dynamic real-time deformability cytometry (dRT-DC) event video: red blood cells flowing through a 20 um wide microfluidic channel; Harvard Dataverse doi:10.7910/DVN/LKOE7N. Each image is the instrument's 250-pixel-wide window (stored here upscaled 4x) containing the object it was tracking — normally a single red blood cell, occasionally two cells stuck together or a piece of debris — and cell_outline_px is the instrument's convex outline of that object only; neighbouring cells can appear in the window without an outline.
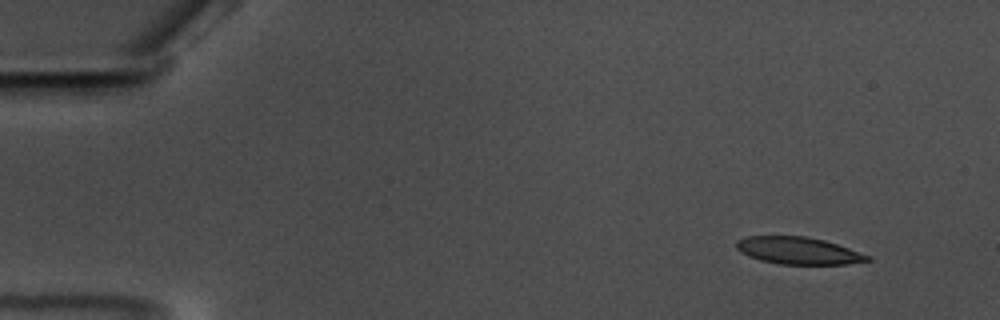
{"species": "common noctule bat (a hibernating species)", "species_latin": "Nyctalus noctula", "temperature_condition": "warm", "stored_images_in_passage": 58, "camera_frame_rate_fps": 3000, "um_per_image_px": 0.085, "animal": {"sex": "male", "body_mass_g": 17.5, "forearm_length_mm": 52.3}, "frame": {"image": 1, "passage_image": 5, "time_ms": 1.333, "image_size_px": [1000, 320], "cell_outline_px": [[872, 260], [848, 264], [780, 264], [760, 260], [748, 256], [740, 252], [736, 248], [736, 240], [748, 236], [804, 236], [824, 240], [872, 256]], "centroid_in_image_um": [67.85, 21.31], "position_along_channel_um": 17.2, "area_um2": 20.75}}
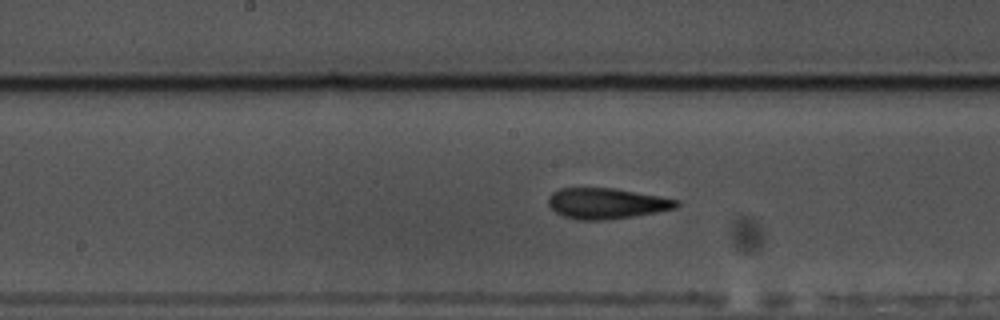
{"frame": {"image": 2, "passage_image": 30, "time_ms": 9.667, "image_size_px": [1000, 320], "cell_outline_px": [[680, 204], [676, 208], [656, 212], [632, 216], [604, 220], [576, 220], [564, 216], [556, 212], [548, 204], [548, 196], [552, 192], [560, 188], [616, 188], [680, 200]], "centroid_in_image_um": [51.55, 17.28], "position_along_channel_um": 196.7, "area_um2": 22.95}}
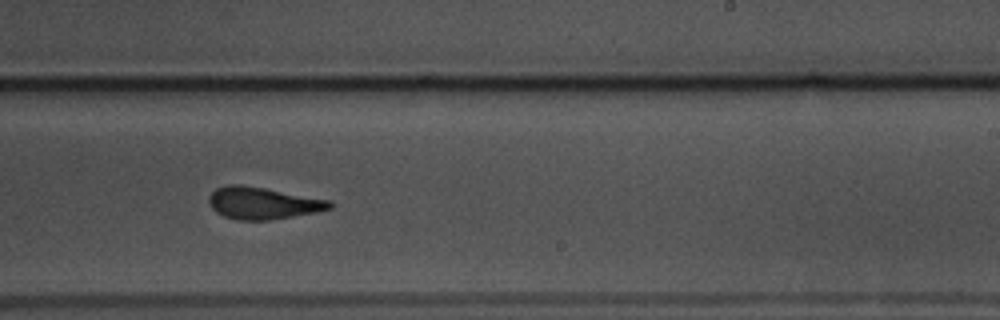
{"frame": {"image": 3, "passage_image": 36, "time_ms": 11.667, "image_size_px": [1000, 320], "cell_outline_px": [[332, 208], [316, 212], [268, 220], [236, 220], [224, 216], [216, 212], [212, 208], [208, 200], [208, 196], [216, 188], [228, 184], [240, 184], [264, 188], [328, 200], [332, 204]], "centroid_in_image_um": [22.28, 17.26], "position_along_channel_um": 266.7, "area_um2": 22.31}, "authors_computed_cell_mechanics": {"area_um2": 22.2241, "velocity_mm_per_s": 3.5184, "shape_relaxation_time_tau1_ms": 6.0208, "shape_relaxation_time_tau2_ms": 1.8231, "deformation_change_tau1": 0.1966, "deformation_change_tau2": 0.1007}}